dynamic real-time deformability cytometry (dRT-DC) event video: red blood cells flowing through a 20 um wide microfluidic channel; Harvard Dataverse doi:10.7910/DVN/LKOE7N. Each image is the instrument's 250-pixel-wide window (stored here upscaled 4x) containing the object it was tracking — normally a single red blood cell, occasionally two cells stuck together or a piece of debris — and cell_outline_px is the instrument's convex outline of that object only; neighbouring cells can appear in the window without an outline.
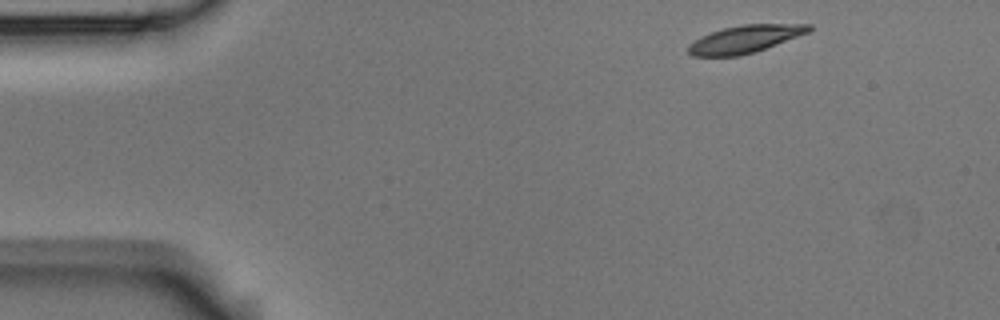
{"species": "Egyptian fruit bat (a non-hibernating species)", "species_latin": "Rousettus aegyptiacus", "temperature_condition": "room temperature", "stored_images_in_passage": 4, "segment_of_instrument_passage": [2, 2], "camera_frame_rate_fps": 3000, "um_per_image_px": 0.085, "animal": {"sex": "male"}, "frame": {"image": 1, "passage_image": 4, "time_ms": 1.0, "image_size_px": [1000, 320], "cell_outline_px": [[812, 28], [808, 32], [756, 52], [740, 56], [692, 56], [688, 52], [688, 44], [700, 36], [724, 28], [744, 24], [812, 24]], "centroid_in_image_um": [63.3, 3.33], "position_along_channel_um": 21.7, "area_um2": 19.31}}